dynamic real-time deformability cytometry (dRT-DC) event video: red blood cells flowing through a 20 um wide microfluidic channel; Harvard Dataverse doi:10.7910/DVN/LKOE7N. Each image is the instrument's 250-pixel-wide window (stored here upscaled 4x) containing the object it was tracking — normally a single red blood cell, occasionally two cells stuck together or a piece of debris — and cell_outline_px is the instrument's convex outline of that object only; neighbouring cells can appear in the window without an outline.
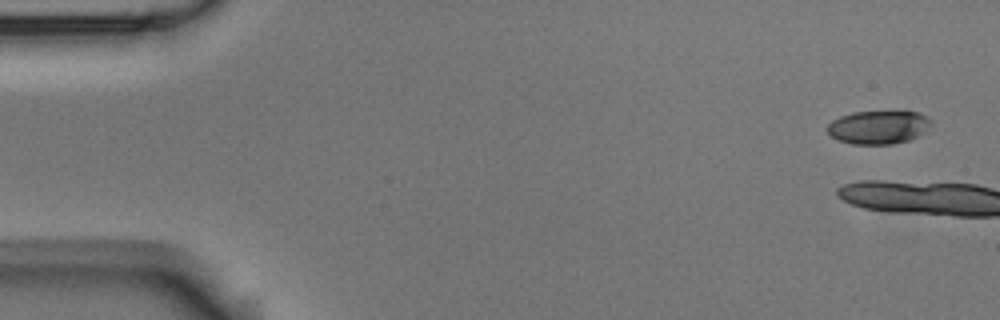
{"species": "Egyptian fruit bat (a non-hibernating species)", "species_latin": "Rousettus aegyptiacus", "temperature_condition": "room temperature", "stored_images_in_passage": 6, "segment_of_instrument_passage": [2, 2], "camera_frame_rate_fps": 3000, "um_per_image_px": 0.085, "animal": {"sex": "male"}, "frame": {"image": 1, "passage_image": 6, "time_ms": 1.667, "image_size_px": [1000, 320], "cell_outline_px": [[932, 124], [920, 136], [908, 140], [892, 144], [852, 144], [840, 140], [832, 136], [828, 132], [828, 124], [832, 120], [840, 116], [852, 112], [916, 112], [928, 116], [932, 120]], "centroid_in_image_um": [74.7, 10.81], "position_along_channel_um": 10.3, "area_um2": 20.11}}